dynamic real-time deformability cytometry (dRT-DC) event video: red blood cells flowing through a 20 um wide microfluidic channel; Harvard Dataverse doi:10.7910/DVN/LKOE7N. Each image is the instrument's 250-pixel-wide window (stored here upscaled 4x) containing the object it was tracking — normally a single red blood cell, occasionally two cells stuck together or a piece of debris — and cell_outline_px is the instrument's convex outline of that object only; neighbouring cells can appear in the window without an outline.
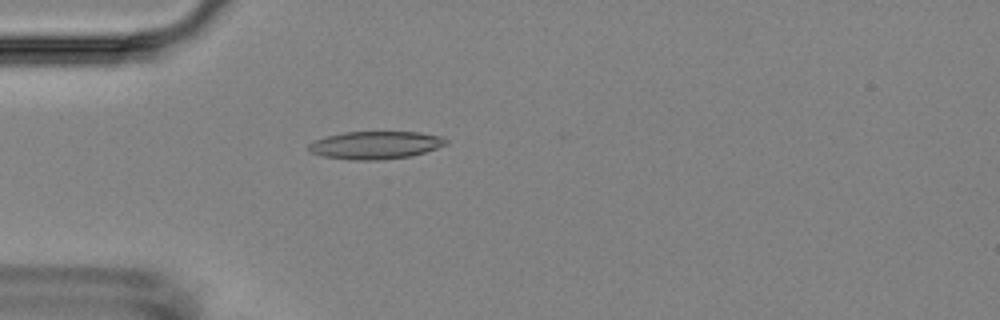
{"species": "Egyptian fruit bat (a non-hibernating species)", "species_latin": "Rousettus aegyptiacus", "temperature_condition": "room temperature", "stored_images_in_passage": 3, "camera_frame_rate_fps": 3000, "um_per_image_px": 0.085, "animal": {"sex": "female"}, "frame": {"image": 1, "passage_image": 3, "time_ms": 2.333, "image_size_px": [1000, 320], "cell_outline_px": [[448, 144], [412, 156], [380, 160], [352, 160], [324, 156], [308, 152], [308, 144], [316, 140], [328, 136], [344, 132], [420, 132], [444, 136], [448, 140]], "centroid_in_image_um": [31.95, 12.33], "position_along_channel_um": 53.1, "area_um2": 22.31}}